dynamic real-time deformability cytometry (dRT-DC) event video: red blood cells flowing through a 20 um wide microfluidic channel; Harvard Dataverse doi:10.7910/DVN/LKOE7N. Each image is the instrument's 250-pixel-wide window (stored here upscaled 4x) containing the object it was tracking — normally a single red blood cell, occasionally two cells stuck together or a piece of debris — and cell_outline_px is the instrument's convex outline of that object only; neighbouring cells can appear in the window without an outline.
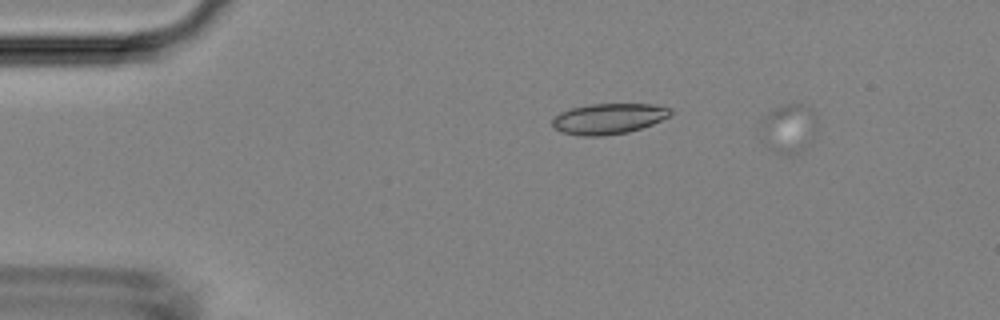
{"species": "Egyptian fruit bat (a non-hibernating species)", "species_latin": "Rousettus aegyptiacus", "temperature_condition": "room temperature", "stored_images_in_passage": 3, "camera_frame_rate_fps": 3000, "um_per_image_px": 0.085, "animal": {"sex": "female"}, "frame": {"image": 1, "passage_image": 1, "time_ms": 0.0, "image_size_px": [1000, 320], "cell_outline_px": [[816, 128], [812, 144], [800, 152], [792, 156], [788, 156], [776, 152], [768, 148], [764, 140], [760, 128], [760, 120], [768, 112], [784, 104], [804, 104], [812, 108], [816, 116]], "centroid_in_image_um": [67.07, 10.93], "position_along_channel_um": 17.9, "area_um2": 16.65}}